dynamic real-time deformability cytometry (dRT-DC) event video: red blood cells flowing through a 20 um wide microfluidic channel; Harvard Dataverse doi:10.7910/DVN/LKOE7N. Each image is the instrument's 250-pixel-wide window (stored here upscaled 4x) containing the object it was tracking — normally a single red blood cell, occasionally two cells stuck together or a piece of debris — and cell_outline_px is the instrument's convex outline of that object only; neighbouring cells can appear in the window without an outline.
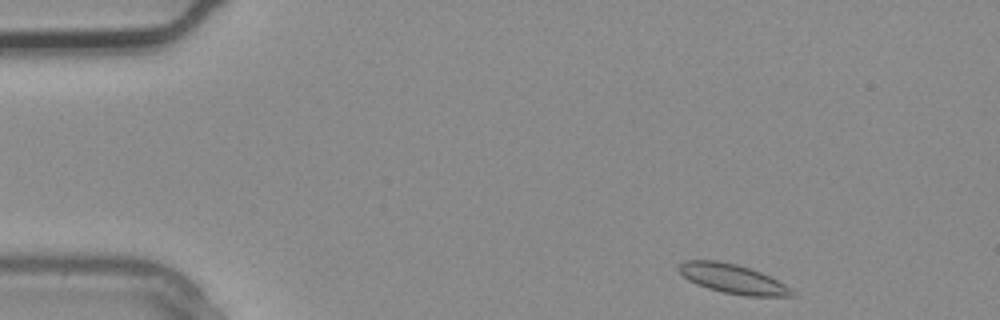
{"species": "common noctule bat (a hibernating species)", "species_latin": "Nyctalus noctula", "temperature_condition": "warm", "stored_images_in_passage": 2, "camera_frame_rate_fps": 3000, "um_per_image_px": 0.085, "animal": {"sex": "male", "body_mass_g": 20.4}, "frame": {"image": 1, "passage_image": 1, "time_ms": 0.0, "image_size_px": [1000, 320], "cell_outline_px": [[796, 296], [744, 296], [724, 292], [708, 288], [696, 284], [688, 280], [676, 268], [684, 260], [716, 260], [736, 264], [760, 272], [784, 284], [796, 292]], "centroid_in_image_um": [62.26, 23.7], "position_along_channel_um": 22.7, "area_um2": 19.19}}
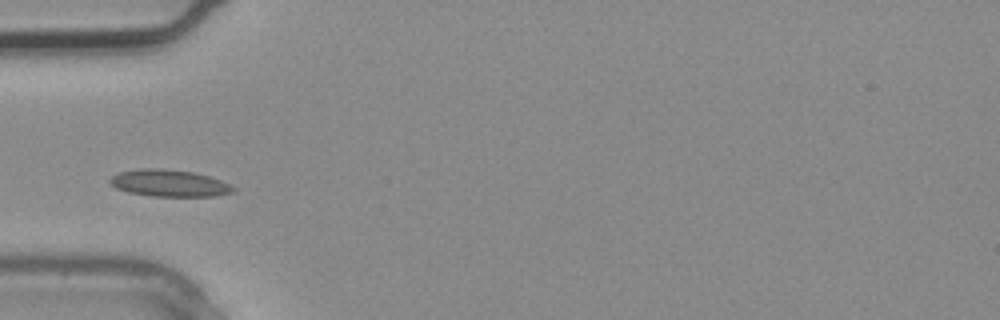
{"frame": {"image": 2, "passage_image": 2, "time_ms": 0.333, "image_size_px": [1000, 320], "cell_outline_px": [[236, 188], [232, 192], [216, 196], [152, 196], [128, 192], [116, 188], [108, 184], [108, 180], [112, 176], [120, 172], [140, 168], [160, 168], [196, 172], [220, 180]], "centroid_in_image_um": [14.34, 15.56], "position_along_channel_um": 70.7, "area_um2": 19.36}}